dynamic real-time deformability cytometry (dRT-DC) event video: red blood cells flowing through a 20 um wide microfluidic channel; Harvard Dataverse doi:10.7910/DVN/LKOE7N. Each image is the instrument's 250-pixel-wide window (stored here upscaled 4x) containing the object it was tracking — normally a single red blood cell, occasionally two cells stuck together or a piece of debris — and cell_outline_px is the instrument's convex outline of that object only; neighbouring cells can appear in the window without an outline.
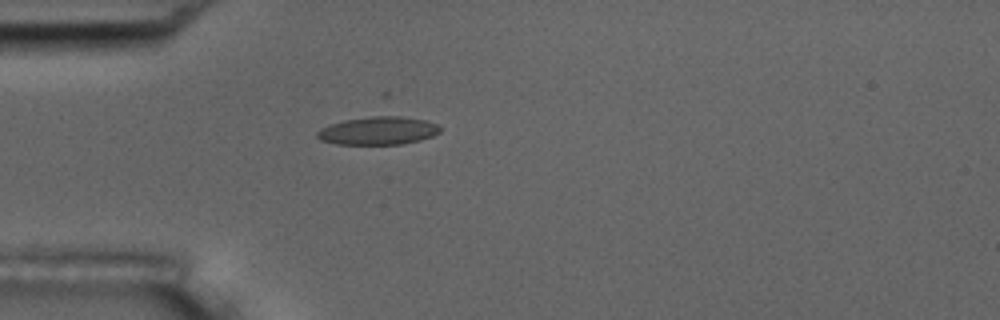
{"species": "common noctule bat (a hibernating species)", "species_latin": "Nyctalus noctula", "temperature_condition": "room temperature", "stored_images_in_passage": 5, "camera_frame_rate_fps": 3000, "um_per_image_px": 0.085, "animal": {"sex": "male", "body_mass_g": 17.5, "forearm_length_mm": 52.3}, "frame": {"image": 1, "passage_image": 2, "time_ms": 1.667, "image_size_px": [1000, 320], "cell_outline_px": [[440, 132], [432, 136], [420, 140], [400, 144], [336, 144], [320, 140], [316, 136], [316, 132], [320, 128], [328, 124], [344, 120], [380, 112], [388, 112], [424, 120], [436, 124], [440, 128]], "centroid_in_image_um": [32.11, 11.05], "position_along_channel_um": 52.9, "area_um2": 21.04}}